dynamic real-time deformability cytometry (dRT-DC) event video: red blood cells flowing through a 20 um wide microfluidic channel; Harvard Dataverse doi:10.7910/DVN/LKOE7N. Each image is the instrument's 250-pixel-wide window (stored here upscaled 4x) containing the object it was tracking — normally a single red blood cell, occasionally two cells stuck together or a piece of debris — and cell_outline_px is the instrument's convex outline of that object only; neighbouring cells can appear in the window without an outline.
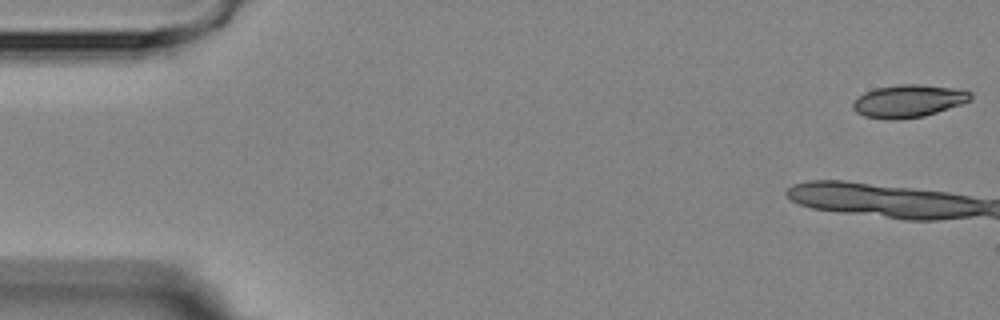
{"species": "Egyptian fruit bat (a non-hibernating species)", "species_latin": "Rousettus aegyptiacus", "temperature_condition": "room temperature", "stored_images_in_passage": 7, "camera_frame_rate_fps": 3000, "um_per_image_px": 0.085, "animal": {"sex": "female"}, "frame": {"image": 1, "passage_image": 1, "time_ms": 0.0, "image_size_px": [1000, 320], "cell_outline_px": [[972, 100], [924, 116], [900, 120], [884, 120], [864, 116], [856, 112], [852, 108], [852, 104], [864, 92], [876, 88], [900, 84], [920, 84], [964, 88], [972, 92]], "centroid_in_image_um": [77.25, 8.58], "position_along_channel_um": 7.7, "area_um2": 22.72}}